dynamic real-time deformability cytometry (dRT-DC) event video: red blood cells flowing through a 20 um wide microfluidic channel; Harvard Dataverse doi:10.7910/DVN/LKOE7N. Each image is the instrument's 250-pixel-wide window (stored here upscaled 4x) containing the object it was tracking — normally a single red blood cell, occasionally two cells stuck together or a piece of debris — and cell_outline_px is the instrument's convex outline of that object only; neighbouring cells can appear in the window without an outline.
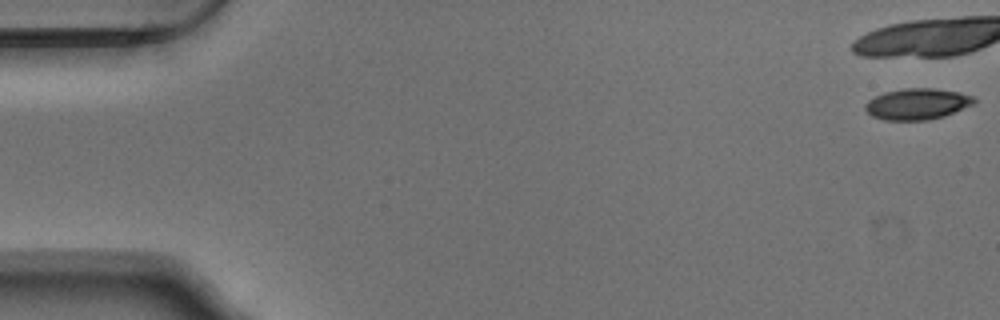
{"species": "Egyptian fruit bat (a non-hibernating species)", "species_latin": "Rousettus aegyptiacus", "temperature_condition": "warm", "stored_images_in_passage": 16, "camera_frame_rate_fps": 3000, "um_per_image_px": 0.085, "animal": {"sex": "male"}, "frame": {"image": 1, "passage_image": 1, "time_ms": 0.0, "image_size_px": [1000, 320], "cell_outline_px": [[976, 104], [944, 116], [928, 120], [884, 120], [872, 116], [864, 108], [864, 104], [868, 100], [884, 92], [904, 88], [932, 88], [960, 92], [972, 96], [976, 100]], "centroid_in_image_um": [77.98, 8.84], "position_along_channel_um": 7.0, "area_um2": 19.88}}